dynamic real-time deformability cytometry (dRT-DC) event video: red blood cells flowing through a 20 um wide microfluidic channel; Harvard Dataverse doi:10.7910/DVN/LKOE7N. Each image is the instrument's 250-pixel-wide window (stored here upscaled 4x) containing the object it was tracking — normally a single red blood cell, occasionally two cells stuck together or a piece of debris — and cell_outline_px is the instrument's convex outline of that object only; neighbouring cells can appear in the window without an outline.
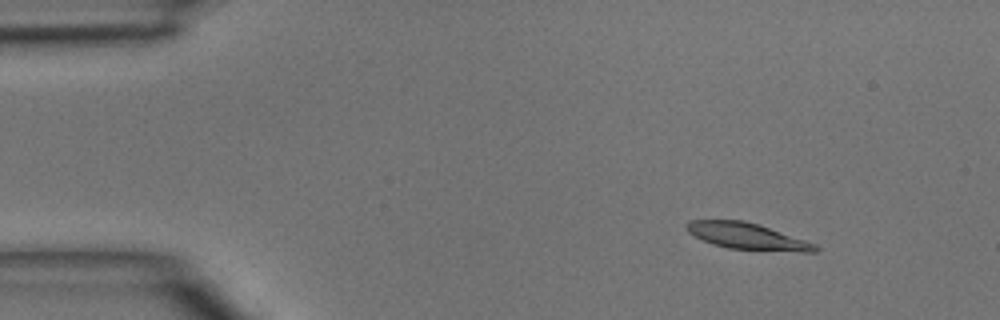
{"species": "common noctule bat (a hibernating species)", "species_latin": "Nyctalus noctula", "temperature_condition": "room temperature", "stored_images_in_passage": 40, "camera_frame_rate_fps": 3000, "um_per_image_px": 0.085, "animal": {"sex": "male", "body_mass_g": 15.6}, "frame": {"image": 1, "passage_image": 1, "time_ms": 0.0, "image_size_px": [1000, 320], "cell_outline_px": [[820, 248], [816, 252], [804, 252], [728, 248], [712, 244], [688, 232], [684, 224], [688, 220], [744, 220], [816, 244]], "centroid_in_image_um": [63.47, 20.08], "position_along_channel_um": 21.5, "area_um2": 19.42}}
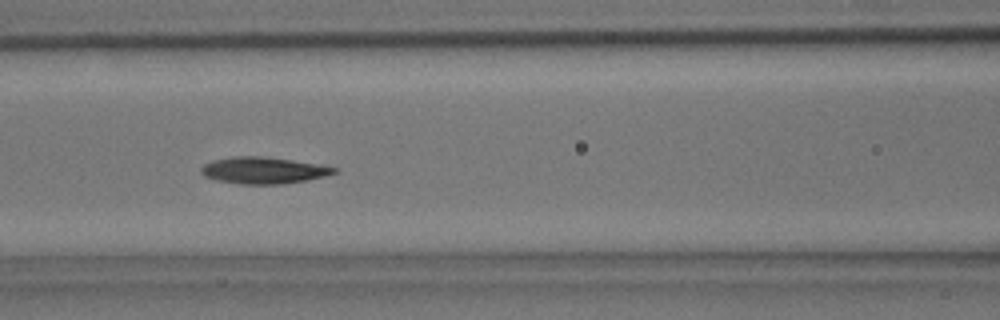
{"frame": {"image": 2, "passage_image": 15, "time_ms": 4.667, "image_size_px": [1000, 320], "cell_outline_px": [[336, 172], [324, 176], [308, 180], [284, 184], [240, 184], [216, 180], [204, 176], [200, 172], [200, 168], [204, 164], [212, 160], [232, 156], [260, 156], [292, 160], [316, 164], [336, 168]], "centroid_in_image_um": [22.33, 14.48], "position_along_channel_um": 144.3, "area_um2": 20.58}}
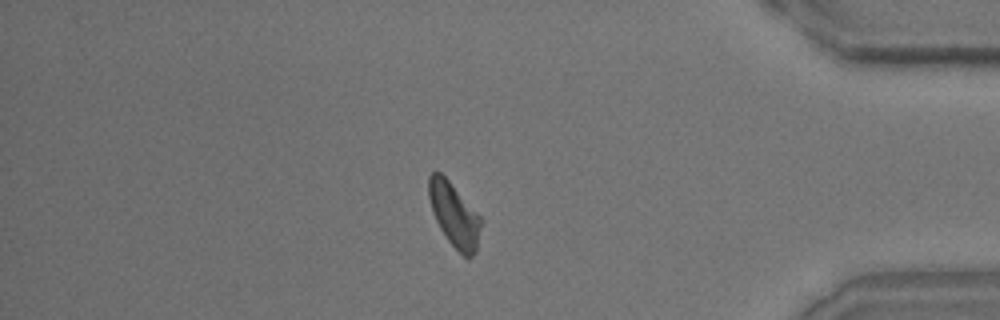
{"frame": {"image": 3, "passage_image": 35, "time_ms": 11.333, "image_size_px": [1000, 320], "cell_outline_px": [[480, 224], [476, 252], [468, 260], [448, 240], [440, 228], [436, 220], [428, 196], [428, 176], [432, 172], [440, 172], [448, 180], [480, 216]], "centroid_in_image_um": [38.59, 18.25], "position_along_channel_um": 396.6, "area_um2": 18.9}}